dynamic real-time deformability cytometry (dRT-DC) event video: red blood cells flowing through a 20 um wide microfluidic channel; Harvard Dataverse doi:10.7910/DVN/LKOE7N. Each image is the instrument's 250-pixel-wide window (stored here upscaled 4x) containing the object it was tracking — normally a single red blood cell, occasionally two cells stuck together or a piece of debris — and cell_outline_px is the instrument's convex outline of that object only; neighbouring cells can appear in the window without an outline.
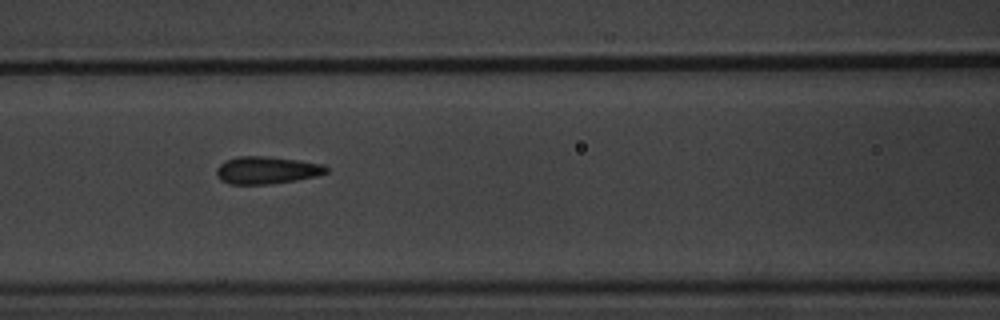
{"species": "common noctule bat (a hibernating species)", "species_latin": "Nyctalus noctula", "temperature_condition": "warm", "stored_images_in_passage": 5, "camera_frame_rate_fps": 3000, "um_per_image_px": 0.085, "animal": {"sex": "male", "body_mass_g": 20.1, "forearm_length_mm": 53.5}, "frame": {"image": 1, "passage_image": 5, "time_ms": 4.667, "image_size_px": [1000, 320], "cell_outline_px": [[328, 172], [316, 176], [296, 180], [268, 184], [228, 184], [220, 180], [216, 176], [216, 168], [224, 160], [236, 156], [264, 156], [300, 160], [324, 164], [328, 168]], "centroid_in_image_um": [22.64, 14.46], "position_along_channel_um": 144.0, "area_um2": 17.74}}